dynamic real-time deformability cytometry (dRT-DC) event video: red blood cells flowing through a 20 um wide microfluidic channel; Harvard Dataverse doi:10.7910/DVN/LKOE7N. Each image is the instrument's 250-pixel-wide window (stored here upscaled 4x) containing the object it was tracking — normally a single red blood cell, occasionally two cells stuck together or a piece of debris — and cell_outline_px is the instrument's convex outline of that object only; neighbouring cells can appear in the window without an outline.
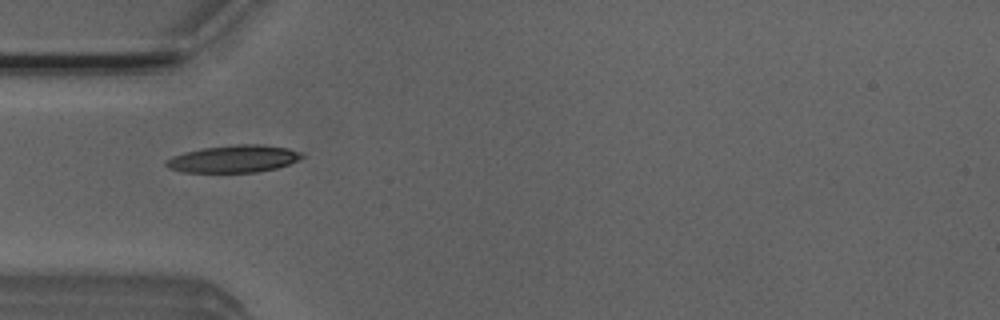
{"species": "Egyptian fruit bat (a non-hibernating species)", "species_latin": "Rousettus aegyptiacus", "temperature_condition": "room temperature", "stored_images_in_passage": 7, "camera_frame_rate_fps": 3000, "um_per_image_px": 0.085, "animal": {"sex": "male"}, "frame": {"image": 1, "passage_image": 5, "time_ms": 1.333, "image_size_px": [1000, 320], "cell_outline_px": [[304, 156], [288, 164], [276, 168], [256, 172], [184, 172], [168, 168], [164, 164], [164, 160], [172, 156], [184, 152], [204, 148], [236, 144], [264, 144], [288, 148], [300, 152]], "centroid_in_image_um": [19.82, 13.49], "position_along_channel_um": 65.2, "area_um2": 21.56}}